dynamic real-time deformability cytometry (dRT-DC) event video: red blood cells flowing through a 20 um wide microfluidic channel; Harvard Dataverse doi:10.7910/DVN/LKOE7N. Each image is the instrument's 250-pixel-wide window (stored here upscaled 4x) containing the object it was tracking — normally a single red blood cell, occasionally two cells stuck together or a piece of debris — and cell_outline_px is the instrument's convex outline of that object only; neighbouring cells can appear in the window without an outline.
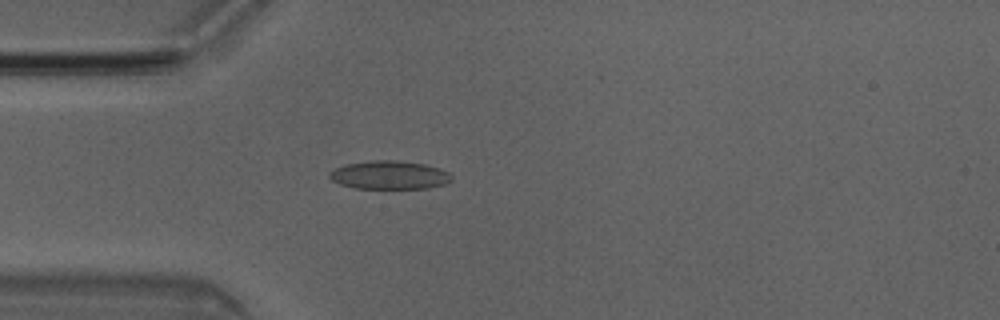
{"species": "Egyptian fruit bat (a non-hibernating species)", "species_latin": "Rousettus aegyptiacus", "temperature_condition": "room temperature", "stored_images_in_passage": 49, "camera_frame_rate_fps": 3000, "um_per_image_px": 0.085, "animal": {"sex": "male"}, "frame": {"image": 1, "passage_image": 13, "time_ms": 4.0, "image_size_px": [1000, 320], "cell_outline_px": [[452, 180], [444, 184], [428, 188], [352, 188], [340, 184], [332, 180], [328, 176], [328, 172], [344, 164], [368, 160], [396, 160], [424, 164], [440, 168], [448, 172], [452, 176]], "centroid_in_image_um": [33.07, 14.87], "position_along_channel_um": 51.9, "area_um2": 20.35}}
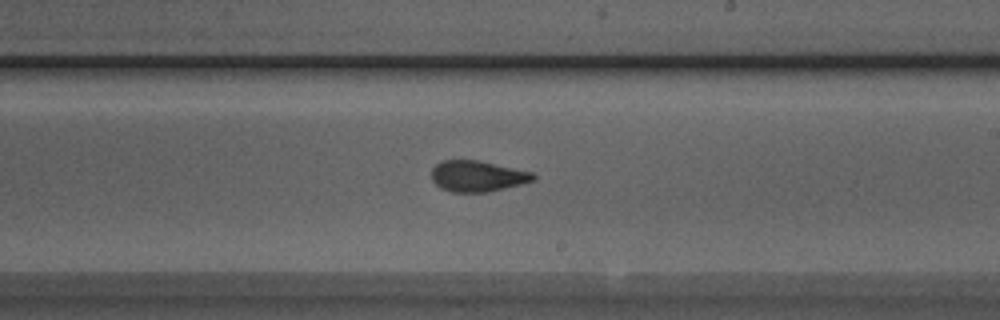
{"frame": {"image": 2, "passage_image": 28, "time_ms": 9.0, "image_size_px": [1000, 320], "cell_outline_px": [[536, 180], [488, 192], [452, 192], [440, 188], [432, 180], [432, 168], [436, 164], [444, 160], [476, 160], [532, 172], [536, 176]], "centroid_in_image_um": [40.57, 14.98], "position_along_channel_um": 248.4, "area_um2": 18.21}}
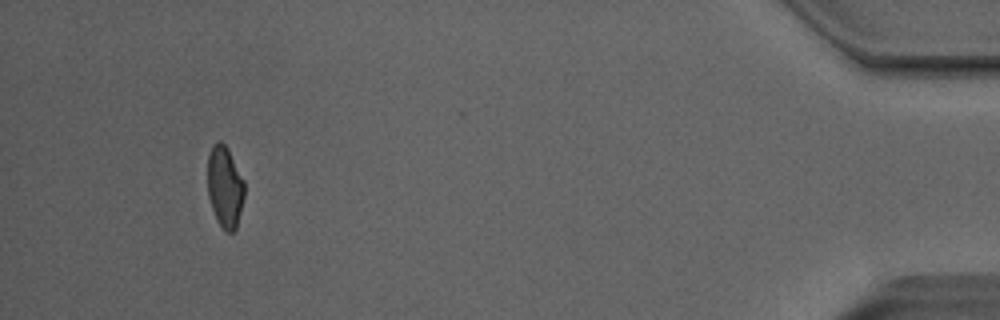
{"frame": {"image": 3, "passage_image": 46, "time_ms": 15.0, "image_size_px": [1000, 320], "cell_outline_px": [[244, 196], [236, 228], [232, 232], [224, 232], [216, 220], [208, 196], [208, 152], [212, 144], [216, 140], [220, 140], [228, 148], [244, 180]], "centroid_in_image_um": [19.1, 15.86], "position_along_channel_um": 416.1, "area_um2": 17.69}, "authors_computed_cell_mechanics": {"area_um2": 18.8428, "velocity_mm_per_s": 4.066, "shape_relaxation_time_tau1_ms": 7.4187, "shape_relaxation_time_tau2_ms": 1.5623, "deformation_change_tau1": 0.1672, "deformation_change_tau2": 0.0808}}